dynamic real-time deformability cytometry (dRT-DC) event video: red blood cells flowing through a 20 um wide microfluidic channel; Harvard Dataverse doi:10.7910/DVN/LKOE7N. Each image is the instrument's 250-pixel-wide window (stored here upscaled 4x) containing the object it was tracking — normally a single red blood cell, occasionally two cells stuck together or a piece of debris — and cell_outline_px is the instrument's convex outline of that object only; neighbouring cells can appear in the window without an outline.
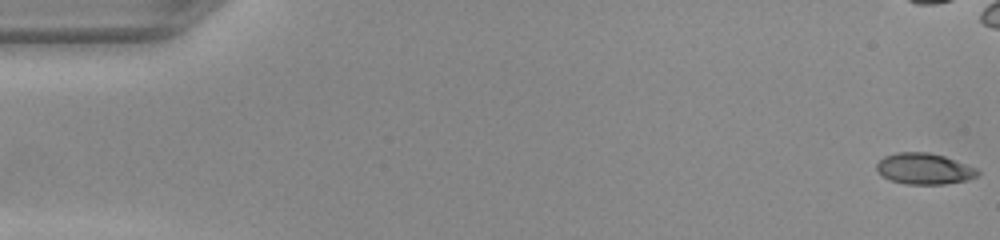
{"species": "common noctule bat (a hibernating species)", "species_latin": "Nyctalus noctula", "temperature_condition": "warm", "stored_images_in_passage": 43, "camera_frame_rate_fps": 3000, "um_per_image_px": 0.085, "animal": {"sex": "female", "body_mass_g": 22.0, "forearm_length_mm": 56.7}, "frame": {"image": 1, "passage_image": 1, "time_ms": 0.0, "image_size_px": [1000, 240], "cell_outline_px": [[980, 172], [976, 176], [968, 180], [944, 184], [904, 184], [892, 180], [884, 176], [876, 168], [876, 164], [884, 156], [896, 152], [928, 152], [944, 156], [976, 168]], "centroid_in_image_um": [78.56, 14.34], "position_along_channel_um": 6.4, "area_um2": 18.15}}
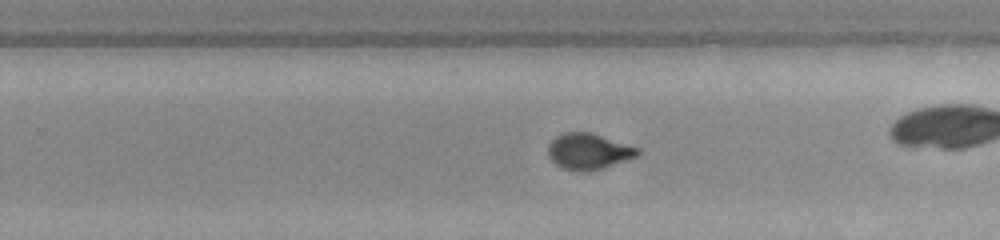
{"frame": {"image": 2, "passage_image": 32, "time_ms": 10.333, "image_size_px": [1000, 240], "cell_outline_px": [[640, 156], [604, 168], [584, 172], [576, 172], [564, 168], [556, 164], [548, 156], [548, 144], [556, 136], [564, 132], [592, 132], [640, 148]], "centroid_in_image_um": [50.06, 12.87], "position_along_channel_um": 279.7, "area_um2": 19.13}}
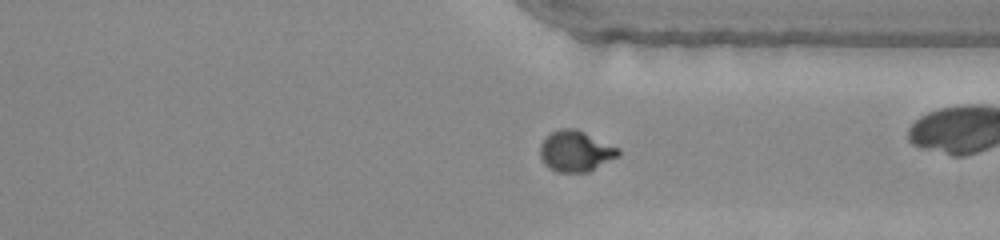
{"frame": {"image": 3, "passage_image": 38, "time_ms": 12.333, "image_size_px": [1000, 240], "cell_outline_px": [[620, 156], [588, 172], [556, 172], [548, 168], [544, 164], [540, 156], [540, 144], [552, 132], [560, 128], [576, 128], [620, 148]], "centroid_in_image_um": [48.94, 12.86], "position_along_channel_um": 362.5, "area_um2": 18.79}}